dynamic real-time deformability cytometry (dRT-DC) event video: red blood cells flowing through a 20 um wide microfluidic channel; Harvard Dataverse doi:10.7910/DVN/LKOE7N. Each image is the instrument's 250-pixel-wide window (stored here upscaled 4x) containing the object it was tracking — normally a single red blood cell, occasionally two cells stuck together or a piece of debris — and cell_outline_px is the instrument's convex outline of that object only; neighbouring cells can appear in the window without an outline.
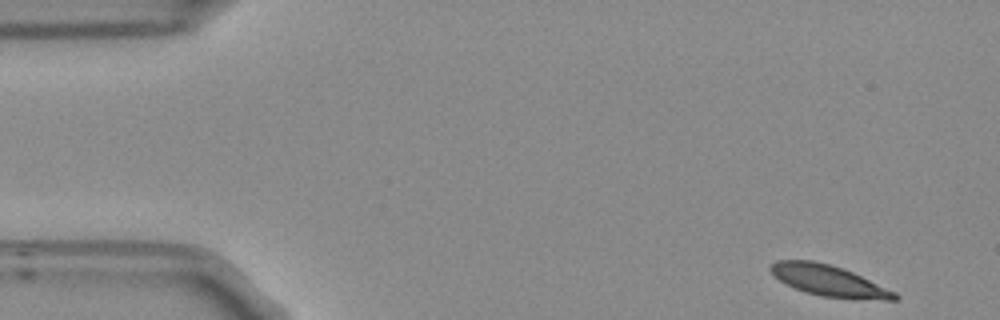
{"species": "Egyptian fruit bat (a non-hibernating species)", "species_latin": "Rousettus aegyptiacus", "temperature_condition": "room temperature", "stored_images_in_passage": 52, "camera_frame_rate_fps": 3000, "um_per_image_px": 0.085, "frame": {"image": 1, "passage_image": 1, "time_ms": 0.0, "image_size_px": [1000, 320], "cell_outline_px": [[900, 300], [884, 300], [820, 296], [804, 292], [780, 280], [768, 268], [768, 264], [776, 260], [812, 260], [844, 268], [896, 292], [900, 296]], "centroid_in_image_um": [70.46, 23.85], "position_along_channel_um": 14.5, "area_um2": 22.31}}
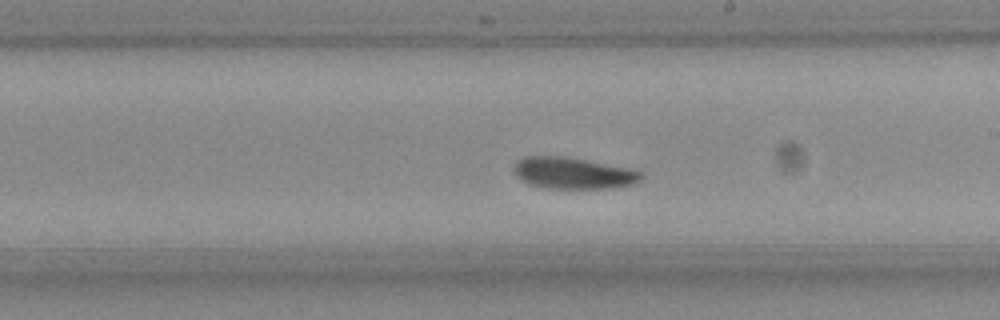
{"frame": {"image": 2, "passage_image": 28, "time_ms": 9.0, "image_size_px": [1000, 320], "cell_outline_px": [[644, 176], [640, 180], [632, 184], [612, 188], [548, 188], [528, 184], [520, 180], [516, 176], [512, 168], [524, 156], [560, 156], [584, 160], [628, 168], [640, 172]], "centroid_in_image_um": [48.68, 14.72], "position_along_channel_um": 240.3, "area_um2": 23.06}}
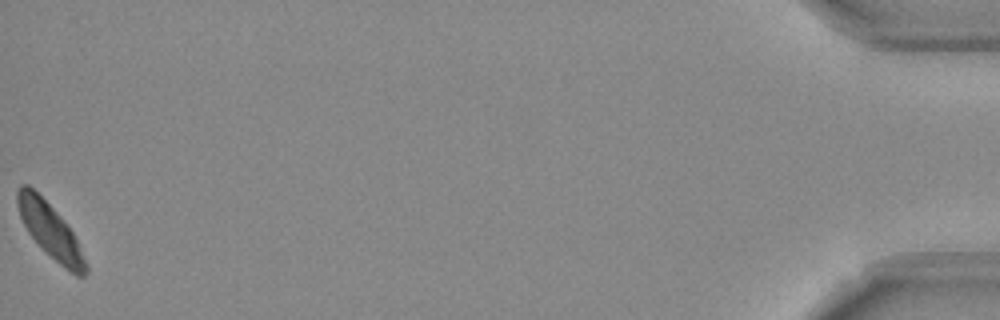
{"frame": {"image": 3, "passage_image": 52, "time_ms": 17.0, "image_size_px": [1000, 320], "cell_outline_px": [[88, 272], [84, 276], [76, 276], [64, 268], [44, 252], [28, 232], [20, 216], [16, 204], [16, 192], [20, 184], [28, 184], [64, 220], [72, 232], [88, 264]], "centroid_in_image_um": [4.26, 19.64], "position_along_channel_um": 430.9, "area_um2": 21.68}, "authors_computed_cell_mechanics": {"area_um2": 23.2934, "velocity_mm_per_s": 3.6807, "shape_relaxation_time_tau1_ms": 4.7249, "shape_relaxation_time_tau2_ms": 3.84, "deformation_change_tau1": 0.1129, "deformation_change_tau2": 0.0635}}